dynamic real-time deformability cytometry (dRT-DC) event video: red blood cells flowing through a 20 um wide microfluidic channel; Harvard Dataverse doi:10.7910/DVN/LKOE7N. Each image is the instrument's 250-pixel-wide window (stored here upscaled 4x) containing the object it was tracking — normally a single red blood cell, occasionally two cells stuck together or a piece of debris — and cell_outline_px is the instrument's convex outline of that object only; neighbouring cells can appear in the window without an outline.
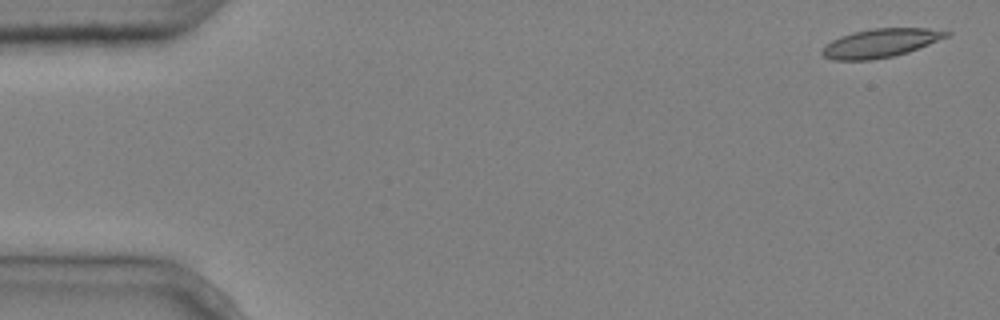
{"species": "common noctule bat (a hibernating species)", "species_latin": "Nyctalus noctula", "temperature_condition": "cold", "stored_images_in_passage": 4, "segment_of_instrument_passage": [2, 2], "camera_frame_rate_fps": 3000, "um_per_image_px": 0.085, "animal": {"sex": "male", "body_mass_g": 20.4}, "frame": {"image": 1, "passage_image": 4, "time_ms": 1.0, "image_size_px": [1000, 320], "cell_outline_px": [[952, 32], [948, 36], [908, 52], [892, 56], [872, 60], [832, 60], [824, 56], [820, 52], [832, 40], [840, 36], [852, 32], [872, 28], [928, 28]], "centroid_in_image_um": [74.83, 3.66], "position_along_channel_um": 10.2, "area_um2": 20.58}}